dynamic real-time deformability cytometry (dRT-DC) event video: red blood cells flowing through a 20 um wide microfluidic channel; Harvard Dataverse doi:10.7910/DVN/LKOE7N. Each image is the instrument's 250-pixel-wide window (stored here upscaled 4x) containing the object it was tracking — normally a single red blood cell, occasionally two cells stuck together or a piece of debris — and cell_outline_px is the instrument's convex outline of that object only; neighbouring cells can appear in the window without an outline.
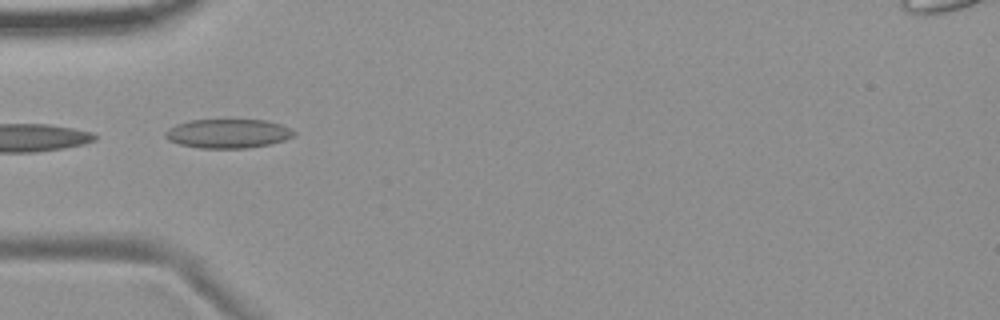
{"species": "common noctule bat (a hibernating species)", "species_latin": "Nyctalus noctula", "temperature_condition": "room temperature", "stored_images_in_passage": 2, "camera_frame_rate_fps": 3000, "um_per_image_px": 0.085, "animal": {"sex": "female", "body_mass_g": 19.9}, "frame": {"image": 1, "passage_image": 1, "time_ms": 0.0, "image_size_px": [1000, 320], "cell_outline_px": [[296, 132], [292, 136], [284, 140], [272, 144], [248, 148], [200, 148], [180, 144], [168, 140], [164, 136], [164, 132], [168, 128], [176, 124], [188, 120], [264, 120], [280, 124]], "centroid_in_image_um": [19.34, 11.35], "position_along_channel_um": 65.7, "area_um2": 21.79}}
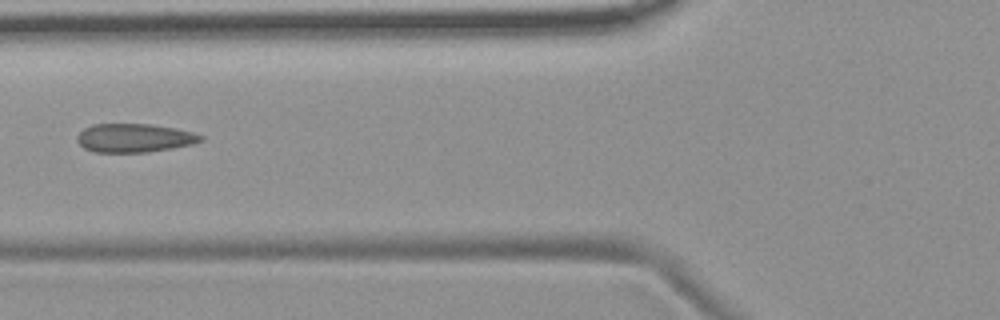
{"frame": {"image": 2, "passage_image": 2, "time_ms": 1.333, "image_size_px": [1000, 320], "cell_outline_px": [[204, 140], [192, 144], [172, 148], [148, 152], [92, 152], [84, 148], [76, 140], [76, 136], [84, 128], [92, 124], [152, 124], [176, 128], [192, 132], [204, 136]], "centroid_in_image_um": [11.41, 11.72], "position_along_channel_um": 114.4, "area_um2": 20.75}}